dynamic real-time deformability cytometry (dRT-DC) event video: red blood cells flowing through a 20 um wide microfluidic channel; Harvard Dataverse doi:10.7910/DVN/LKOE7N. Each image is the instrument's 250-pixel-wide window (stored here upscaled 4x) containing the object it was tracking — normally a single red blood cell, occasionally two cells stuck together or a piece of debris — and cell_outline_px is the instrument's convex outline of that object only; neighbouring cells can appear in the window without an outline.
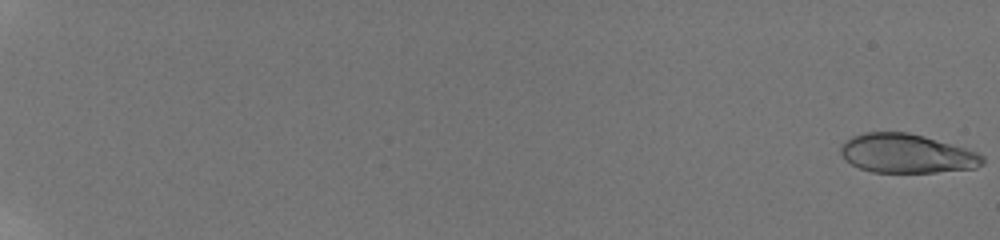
{"species": "human", "species_latin": "Homo sapiens", "temperature_condition": "room temperature", "stored_images_in_passage": 86, "camera_frame_rate_fps": 3000, "um_per_image_px": 0.085, "donor": {"sex": "male"}, "frame": {"image": 1, "passage_image": 1, "time_ms": 0.0, "image_size_px": [1000, 240], "cell_outline_px": [[984, 164], [976, 168], [936, 172], [872, 172], [860, 168], [844, 160], [840, 152], [840, 148], [844, 140], [852, 136], [864, 132], [908, 132], [924, 136], [964, 148], [976, 152], [984, 156]], "centroid_in_image_um": [77.04, 13.05], "position_along_channel_um": 8.0, "area_um2": 32.31}}
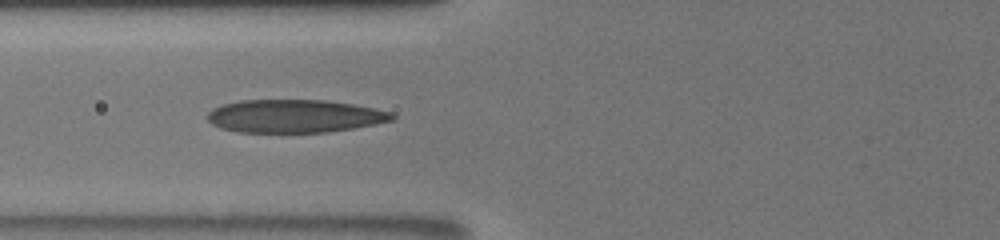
{"frame": {"image": 2, "passage_image": 41, "time_ms": 9.0, "image_size_px": [1000, 240], "cell_outline_px": [[396, 116], [392, 120], [352, 128], [328, 132], [236, 132], [220, 128], [212, 124], [208, 120], [208, 112], [212, 108], [224, 104], [240, 100], [324, 100], [352, 104], [376, 108], [392, 112]], "centroid_in_image_um": [25.01, 9.87], "position_along_channel_um": 100.8, "area_um2": 35.49}}
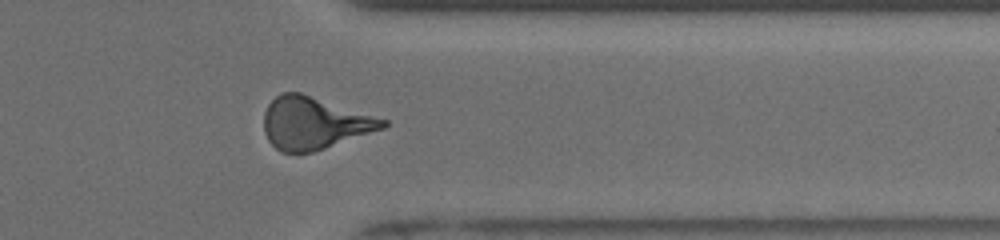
{"frame": {"image": 3, "passage_image": 73, "time_ms": 16.333, "image_size_px": [1000, 240], "cell_outline_px": [[388, 124], [384, 128], [312, 152], [280, 152], [268, 140], [264, 132], [264, 112], [268, 104], [276, 96], [284, 92], [300, 92], [388, 120]], "centroid_in_image_um": [26.68, 10.45], "position_along_channel_um": 384.7, "area_um2": 35.84}, "authors_computed_cell_mechanics": {"area_um2": 34.3332, "velocity_mm_per_s": 3.8858, "shape_relaxation_time_tau1_ms": 4.917, "shape_relaxation_time_tau2_ms": 1.1736, "deformation_change_tau1": 0.1975, "deformation_change_tau2": 0.1009}}